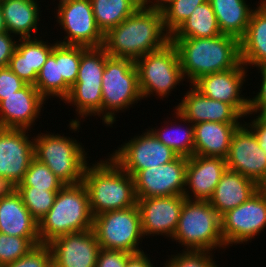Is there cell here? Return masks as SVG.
Segmentation results:
<instances>
[{
  "mask_svg": "<svg viewBox=\"0 0 266 267\" xmlns=\"http://www.w3.org/2000/svg\"><path fill=\"white\" fill-rule=\"evenodd\" d=\"M7 32L20 39L31 38L32 31L37 34L40 7L37 0H0Z\"/></svg>",
  "mask_w": 266,
  "mask_h": 267,
  "instance_id": "obj_28",
  "label": "cell"
},
{
  "mask_svg": "<svg viewBox=\"0 0 266 267\" xmlns=\"http://www.w3.org/2000/svg\"><path fill=\"white\" fill-rule=\"evenodd\" d=\"M245 65L200 77L192 85L210 99L232 105L243 117L249 115V98L240 96L247 76ZM244 81V82H243Z\"/></svg>",
  "mask_w": 266,
  "mask_h": 267,
  "instance_id": "obj_16",
  "label": "cell"
},
{
  "mask_svg": "<svg viewBox=\"0 0 266 267\" xmlns=\"http://www.w3.org/2000/svg\"><path fill=\"white\" fill-rule=\"evenodd\" d=\"M176 111L192 124L200 122L240 123L243 116L230 104L213 100L199 92L193 85Z\"/></svg>",
  "mask_w": 266,
  "mask_h": 267,
  "instance_id": "obj_22",
  "label": "cell"
},
{
  "mask_svg": "<svg viewBox=\"0 0 266 267\" xmlns=\"http://www.w3.org/2000/svg\"><path fill=\"white\" fill-rule=\"evenodd\" d=\"M83 183L88 191L93 216L137 204L134 177L122 170L110 157L92 166L87 164Z\"/></svg>",
  "mask_w": 266,
  "mask_h": 267,
  "instance_id": "obj_3",
  "label": "cell"
},
{
  "mask_svg": "<svg viewBox=\"0 0 266 267\" xmlns=\"http://www.w3.org/2000/svg\"><path fill=\"white\" fill-rule=\"evenodd\" d=\"M135 65L143 99L154 93L168 97L166 95L184 80L178 52L171 41L163 48L140 57Z\"/></svg>",
  "mask_w": 266,
  "mask_h": 267,
  "instance_id": "obj_9",
  "label": "cell"
},
{
  "mask_svg": "<svg viewBox=\"0 0 266 267\" xmlns=\"http://www.w3.org/2000/svg\"><path fill=\"white\" fill-rule=\"evenodd\" d=\"M34 86L45 99L55 96L63 101L68 96L71 87L60 77L59 43L55 42L52 53L38 73Z\"/></svg>",
  "mask_w": 266,
  "mask_h": 267,
  "instance_id": "obj_32",
  "label": "cell"
},
{
  "mask_svg": "<svg viewBox=\"0 0 266 267\" xmlns=\"http://www.w3.org/2000/svg\"><path fill=\"white\" fill-rule=\"evenodd\" d=\"M131 255L132 254L124 251L101 248L97 256L95 267H125L127 259Z\"/></svg>",
  "mask_w": 266,
  "mask_h": 267,
  "instance_id": "obj_42",
  "label": "cell"
},
{
  "mask_svg": "<svg viewBox=\"0 0 266 267\" xmlns=\"http://www.w3.org/2000/svg\"><path fill=\"white\" fill-rule=\"evenodd\" d=\"M18 191V184L10 178L0 175V200L11 197Z\"/></svg>",
  "mask_w": 266,
  "mask_h": 267,
  "instance_id": "obj_46",
  "label": "cell"
},
{
  "mask_svg": "<svg viewBox=\"0 0 266 267\" xmlns=\"http://www.w3.org/2000/svg\"><path fill=\"white\" fill-rule=\"evenodd\" d=\"M143 135L124 142L109 156L122 170L135 176L140 170L158 167L173 161L178 155L164 145L150 129Z\"/></svg>",
  "mask_w": 266,
  "mask_h": 267,
  "instance_id": "obj_12",
  "label": "cell"
},
{
  "mask_svg": "<svg viewBox=\"0 0 266 267\" xmlns=\"http://www.w3.org/2000/svg\"><path fill=\"white\" fill-rule=\"evenodd\" d=\"M182 74L192 85L200 77L235 68L241 63L240 40L225 34L209 38L171 39Z\"/></svg>",
  "mask_w": 266,
  "mask_h": 267,
  "instance_id": "obj_2",
  "label": "cell"
},
{
  "mask_svg": "<svg viewBox=\"0 0 266 267\" xmlns=\"http://www.w3.org/2000/svg\"><path fill=\"white\" fill-rule=\"evenodd\" d=\"M143 252L132 254L128 259L125 267H155L147 256Z\"/></svg>",
  "mask_w": 266,
  "mask_h": 267,
  "instance_id": "obj_47",
  "label": "cell"
},
{
  "mask_svg": "<svg viewBox=\"0 0 266 267\" xmlns=\"http://www.w3.org/2000/svg\"><path fill=\"white\" fill-rule=\"evenodd\" d=\"M185 200L184 195L137 198L144 237L164 234L172 238Z\"/></svg>",
  "mask_w": 266,
  "mask_h": 267,
  "instance_id": "obj_17",
  "label": "cell"
},
{
  "mask_svg": "<svg viewBox=\"0 0 266 267\" xmlns=\"http://www.w3.org/2000/svg\"><path fill=\"white\" fill-rule=\"evenodd\" d=\"M210 251L184 250L167 260L165 267H218Z\"/></svg>",
  "mask_w": 266,
  "mask_h": 267,
  "instance_id": "obj_39",
  "label": "cell"
},
{
  "mask_svg": "<svg viewBox=\"0 0 266 267\" xmlns=\"http://www.w3.org/2000/svg\"><path fill=\"white\" fill-rule=\"evenodd\" d=\"M176 118L183 122H188L189 127H177L166 126V128H159L154 130L151 128V132L167 147H170L178 156L191 157L194 155V124L183 118L177 111L175 112ZM191 123V124H190ZM170 127V129L168 128ZM184 128V130L182 129ZM173 131V132H172Z\"/></svg>",
  "mask_w": 266,
  "mask_h": 267,
  "instance_id": "obj_33",
  "label": "cell"
},
{
  "mask_svg": "<svg viewBox=\"0 0 266 267\" xmlns=\"http://www.w3.org/2000/svg\"><path fill=\"white\" fill-rule=\"evenodd\" d=\"M139 5L142 8L153 9V10H163L164 7L171 1V0H138ZM151 4V5H150Z\"/></svg>",
  "mask_w": 266,
  "mask_h": 267,
  "instance_id": "obj_48",
  "label": "cell"
},
{
  "mask_svg": "<svg viewBox=\"0 0 266 267\" xmlns=\"http://www.w3.org/2000/svg\"><path fill=\"white\" fill-rule=\"evenodd\" d=\"M89 195L83 182L66 184L56 194L53 206L38 223L41 244L93 228Z\"/></svg>",
  "mask_w": 266,
  "mask_h": 267,
  "instance_id": "obj_4",
  "label": "cell"
},
{
  "mask_svg": "<svg viewBox=\"0 0 266 267\" xmlns=\"http://www.w3.org/2000/svg\"><path fill=\"white\" fill-rule=\"evenodd\" d=\"M251 123H247L259 138L262 149L266 153V115L256 116Z\"/></svg>",
  "mask_w": 266,
  "mask_h": 267,
  "instance_id": "obj_45",
  "label": "cell"
},
{
  "mask_svg": "<svg viewBox=\"0 0 266 267\" xmlns=\"http://www.w3.org/2000/svg\"><path fill=\"white\" fill-rule=\"evenodd\" d=\"M184 250L212 251L226 248L221 235V216L209 201L185 200L172 237Z\"/></svg>",
  "mask_w": 266,
  "mask_h": 267,
  "instance_id": "obj_5",
  "label": "cell"
},
{
  "mask_svg": "<svg viewBox=\"0 0 266 267\" xmlns=\"http://www.w3.org/2000/svg\"><path fill=\"white\" fill-rule=\"evenodd\" d=\"M45 101V98L31 84L6 96L0 101V127L31 129L33 123L40 116Z\"/></svg>",
  "mask_w": 266,
  "mask_h": 267,
  "instance_id": "obj_21",
  "label": "cell"
},
{
  "mask_svg": "<svg viewBox=\"0 0 266 267\" xmlns=\"http://www.w3.org/2000/svg\"><path fill=\"white\" fill-rule=\"evenodd\" d=\"M225 160L227 169L251 179L259 187L266 179V153L246 122L233 133Z\"/></svg>",
  "mask_w": 266,
  "mask_h": 267,
  "instance_id": "obj_14",
  "label": "cell"
},
{
  "mask_svg": "<svg viewBox=\"0 0 266 267\" xmlns=\"http://www.w3.org/2000/svg\"><path fill=\"white\" fill-rule=\"evenodd\" d=\"M102 121L111 126L115 113L142 100L135 61L109 56L102 75ZM116 111V112H115Z\"/></svg>",
  "mask_w": 266,
  "mask_h": 267,
  "instance_id": "obj_6",
  "label": "cell"
},
{
  "mask_svg": "<svg viewBox=\"0 0 266 267\" xmlns=\"http://www.w3.org/2000/svg\"><path fill=\"white\" fill-rule=\"evenodd\" d=\"M4 267H53L50 247L41 244L34 247L26 256Z\"/></svg>",
  "mask_w": 266,
  "mask_h": 267,
  "instance_id": "obj_40",
  "label": "cell"
},
{
  "mask_svg": "<svg viewBox=\"0 0 266 267\" xmlns=\"http://www.w3.org/2000/svg\"><path fill=\"white\" fill-rule=\"evenodd\" d=\"M38 245H41L39 237H17L0 232V267L26 256Z\"/></svg>",
  "mask_w": 266,
  "mask_h": 267,
  "instance_id": "obj_35",
  "label": "cell"
},
{
  "mask_svg": "<svg viewBox=\"0 0 266 267\" xmlns=\"http://www.w3.org/2000/svg\"><path fill=\"white\" fill-rule=\"evenodd\" d=\"M240 125L208 121L194 124V155L226 158L232 135Z\"/></svg>",
  "mask_w": 266,
  "mask_h": 267,
  "instance_id": "obj_25",
  "label": "cell"
},
{
  "mask_svg": "<svg viewBox=\"0 0 266 267\" xmlns=\"http://www.w3.org/2000/svg\"><path fill=\"white\" fill-rule=\"evenodd\" d=\"M5 32H7V29H6L5 22H4L2 8L0 6V34H3Z\"/></svg>",
  "mask_w": 266,
  "mask_h": 267,
  "instance_id": "obj_49",
  "label": "cell"
},
{
  "mask_svg": "<svg viewBox=\"0 0 266 267\" xmlns=\"http://www.w3.org/2000/svg\"><path fill=\"white\" fill-rule=\"evenodd\" d=\"M97 27L103 34L116 27L139 7L138 0H90Z\"/></svg>",
  "mask_w": 266,
  "mask_h": 267,
  "instance_id": "obj_31",
  "label": "cell"
},
{
  "mask_svg": "<svg viewBox=\"0 0 266 267\" xmlns=\"http://www.w3.org/2000/svg\"><path fill=\"white\" fill-rule=\"evenodd\" d=\"M260 189L266 194V179H265V181L260 185Z\"/></svg>",
  "mask_w": 266,
  "mask_h": 267,
  "instance_id": "obj_50",
  "label": "cell"
},
{
  "mask_svg": "<svg viewBox=\"0 0 266 267\" xmlns=\"http://www.w3.org/2000/svg\"><path fill=\"white\" fill-rule=\"evenodd\" d=\"M93 230L100 248L124 251L130 254L143 252L138 247L144 238L137 204L94 216Z\"/></svg>",
  "mask_w": 266,
  "mask_h": 267,
  "instance_id": "obj_10",
  "label": "cell"
},
{
  "mask_svg": "<svg viewBox=\"0 0 266 267\" xmlns=\"http://www.w3.org/2000/svg\"><path fill=\"white\" fill-rule=\"evenodd\" d=\"M81 59V46L59 43L60 77L72 87L76 83Z\"/></svg>",
  "mask_w": 266,
  "mask_h": 267,
  "instance_id": "obj_38",
  "label": "cell"
},
{
  "mask_svg": "<svg viewBox=\"0 0 266 267\" xmlns=\"http://www.w3.org/2000/svg\"><path fill=\"white\" fill-rule=\"evenodd\" d=\"M264 228L266 194L261 189L247 201L221 216V235L227 247L230 244L249 242Z\"/></svg>",
  "mask_w": 266,
  "mask_h": 267,
  "instance_id": "obj_13",
  "label": "cell"
},
{
  "mask_svg": "<svg viewBox=\"0 0 266 267\" xmlns=\"http://www.w3.org/2000/svg\"><path fill=\"white\" fill-rule=\"evenodd\" d=\"M0 232L17 237H39L38 222L18 192L0 200Z\"/></svg>",
  "mask_w": 266,
  "mask_h": 267,
  "instance_id": "obj_27",
  "label": "cell"
},
{
  "mask_svg": "<svg viewBox=\"0 0 266 267\" xmlns=\"http://www.w3.org/2000/svg\"><path fill=\"white\" fill-rule=\"evenodd\" d=\"M259 189L260 187L251 179L227 169L222 174L209 202L222 216L247 201Z\"/></svg>",
  "mask_w": 266,
  "mask_h": 267,
  "instance_id": "obj_24",
  "label": "cell"
},
{
  "mask_svg": "<svg viewBox=\"0 0 266 267\" xmlns=\"http://www.w3.org/2000/svg\"><path fill=\"white\" fill-rule=\"evenodd\" d=\"M57 5L56 21L67 34L57 43L86 48L103 46L104 34L96 25L90 0H59Z\"/></svg>",
  "mask_w": 266,
  "mask_h": 267,
  "instance_id": "obj_11",
  "label": "cell"
},
{
  "mask_svg": "<svg viewBox=\"0 0 266 267\" xmlns=\"http://www.w3.org/2000/svg\"><path fill=\"white\" fill-rule=\"evenodd\" d=\"M207 0H171L162 10L165 30L172 35Z\"/></svg>",
  "mask_w": 266,
  "mask_h": 267,
  "instance_id": "obj_37",
  "label": "cell"
},
{
  "mask_svg": "<svg viewBox=\"0 0 266 267\" xmlns=\"http://www.w3.org/2000/svg\"><path fill=\"white\" fill-rule=\"evenodd\" d=\"M26 85L8 66L0 67V101Z\"/></svg>",
  "mask_w": 266,
  "mask_h": 267,
  "instance_id": "obj_41",
  "label": "cell"
},
{
  "mask_svg": "<svg viewBox=\"0 0 266 267\" xmlns=\"http://www.w3.org/2000/svg\"><path fill=\"white\" fill-rule=\"evenodd\" d=\"M28 136V129L0 127V175L16 184L23 180L34 158V137Z\"/></svg>",
  "mask_w": 266,
  "mask_h": 267,
  "instance_id": "obj_19",
  "label": "cell"
},
{
  "mask_svg": "<svg viewBox=\"0 0 266 267\" xmlns=\"http://www.w3.org/2000/svg\"><path fill=\"white\" fill-rule=\"evenodd\" d=\"M9 32L0 34V67H7L16 50L17 42Z\"/></svg>",
  "mask_w": 266,
  "mask_h": 267,
  "instance_id": "obj_44",
  "label": "cell"
},
{
  "mask_svg": "<svg viewBox=\"0 0 266 267\" xmlns=\"http://www.w3.org/2000/svg\"><path fill=\"white\" fill-rule=\"evenodd\" d=\"M86 155L74 138L54 133L34 137V158L46 164L65 185L83 182Z\"/></svg>",
  "mask_w": 266,
  "mask_h": 267,
  "instance_id": "obj_7",
  "label": "cell"
},
{
  "mask_svg": "<svg viewBox=\"0 0 266 267\" xmlns=\"http://www.w3.org/2000/svg\"><path fill=\"white\" fill-rule=\"evenodd\" d=\"M187 161L177 156L169 163L140 170L134 176L136 198L184 195Z\"/></svg>",
  "mask_w": 266,
  "mask_h": 267,
  "instance_id": "obj_15",
  "label": "cell"
},
{
  "mask_svg": "<svg viewBox=\"0 0 266 267\" xmlns=\"http://www.w3.org/2000/svg\"><path fill=\"white\" fill-rule=\"evenodd\" d=\"M17 192L21 195L24 205L38 223L51 209L58 193V191L36 189L35 187H18Z\"/></svg>",
  "mask_w": 266,
  "mask_h": 267,
  "instance_id": "obj_36",
  "label": "cell"
},
{
  "mask_svg": "<svg viewBox=\"0 0 266 267\" xmlns=\"http://www.w3.org/2000/svg\"><path fill=\"white\" fill-rule=\"evenodd\" d=\"M246 0H209L222 34L241 39L254 9Z\"/></svg>",
  "mask_w": 266,
  "mask_h": 267,
  "instance_id": "obj_29",
  "label": "cell"
},
{
  "mask_svg": "<svg viewBox=\"0 0 266 267\" xmlns=\"http://www.w3.org/2000/svg\"><path fill=\"white\" fill-rule=\"evenodd\" d=\"M222 34L211 3L199 5L191 16L171 35V39L209 38Z\"/></svg>",
  "mask_w": 266,
  "mask_h": 267,
  "instance_id": "obj_30",
  "label": "cell"
},
{
  "mask_svg": "<svg viewBox=\"0 0 266 267\" xmlns=\"http://www.w3.org/2000/svg\"><path fill=\"white\" fill-rule=\"evenodd\" d=\"M227 170L225 158L193 155L188 158L185 178L184 196L186 200L209 201ZM193 193V196L190 194Z\"/></svg>",
  "mask_w": 266,
  "mask_h": 267,
  "instance_id": "obj_20",
  "label": "cell"
},
{
  "mask_svg": "<svg viewBox=\"0 0 266 267\" xmlns=\"http://www.w3.org/2000/svg\"><path fill=\"white\" fill-rule=\"evenodd\" d=\"M65 184L44 163L33 158L18 187H35L48 191H59Z\"/></svg>",
  "mask_w": 266,
  "mask_h": 267,
  "instance_id": "obj_34",
  "label": "cell"
},
{
  "mask_svg": "<svg viewBox=\"0 0 266 267\" xmlns=\"http://www.w3.org/2000/svg\"><path fill=\"white\" fill-rule=\"evenodd\" d=\"M38 38L18 39L8 67L26 84L35 85L42 66L52 53L55 43L49 44ZM48 43V44H46Z\"/></svg>",
  "mask_w": 266,
  "mask_h": 267,
  "instance_id": "obj_23",
  "label": "cell"
},
{
  "mask_svg": "<svg viewBox=\"0 0 266 267\" xmlns=\"http://www.w3.org/2000/svg\"><path fill=\"white\" fill-rule=\"evenodd\" d=\"M47 245L53 267H95L101 249L93 228L59 236Z\"/></svg>",
  "mask_w": 266,
  "mask_h": 267,
  "instance_id": "obj_18",
  "label": "cell"
},
{
  "mask_svg": "<svg viewBox=\"0 0 266 267\" xmlns=\"http://www.w3.org/2000/svg\"><path fill=\"white\" fill-rule=\"evenodd\" d=\"M109 55L103 47L81 46V59L76 83L71 87L64 103L76 107L81 118L102 114V75Z\"/></svg>",
  "mask_w": 266,
  "mask_h": 267,
  "instance_id": "obj_8",
  "label": "cell"
},
{
  "mask_svg": "<svg viewBox=\"0 0 266 267\" xmlns=\"http://www.w3.org/2000/svg\"><path fill=\"white\" fill-rule=\"evenodd\" d=\"M241 63L246 67L266 65V2L253 10L246 33L240 39Z\"/></svg>",
  "mask_w": 266,
  "mask_h": 267,
  "instance_id": "obj_26",
  "label": "cell"
},
{
  "mask_svg": "<svg viewBox=\"0 0 266 267\" xmlns=\"http://www.w3.org/2000/svg\"><path fill=\"white\" fill-rule=\"evenodd\" d=\"M257 69L261 72L262 83L258 94L256 93V96L249 98V115L253 113L254 115L255 113H258V115H266V65L258 67Z\"/></svg>",
  "mask_w": 266,
  "mask_h": 267,
  "instance_id": "obj_43",
  "label": "cell"
},
{
  "mask_svg": "<svg viewBox=\"0 0 266 267\" xmlns=\"http://www.w3.org/2000/svg\"><path fill=\"white\" fill-rule=\"evenodd\" d=\"M170 41L171 35L164 28L162 11L139 7L104 34L102 47L111 57L136 61L163 48Z\"/></svg>",
  "mask_w": 266,
  "mask_h": 267,
  "instance_id": "obj_1",
  "label": "cell"
}]
</instances>
